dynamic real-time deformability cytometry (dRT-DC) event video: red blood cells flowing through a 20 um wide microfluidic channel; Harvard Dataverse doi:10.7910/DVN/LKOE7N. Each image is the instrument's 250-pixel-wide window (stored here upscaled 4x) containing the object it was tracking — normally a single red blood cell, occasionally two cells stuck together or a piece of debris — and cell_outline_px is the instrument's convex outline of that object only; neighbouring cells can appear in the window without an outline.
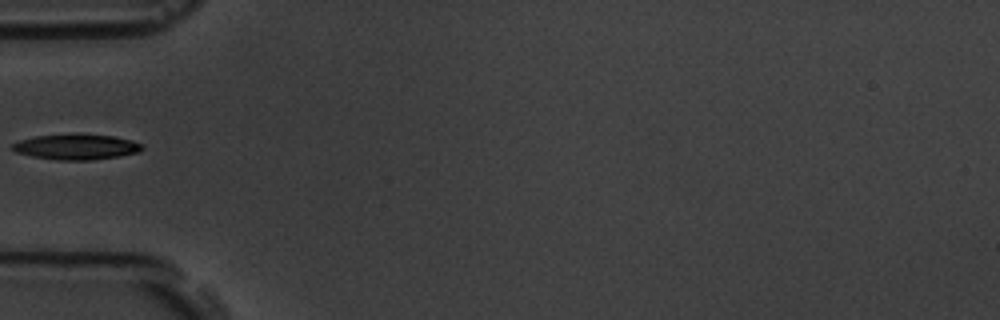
{"species": "common noctule bat (a hibernating species)", "species_latin": "Nyctalus noctula", "temperature_condition": "room temperature", "stored_images_in_passage": 5, "camera_frame_rate_fps": 3000, "um_per_image_px": 0.085, "animal": {"sex": "male", "body_mass_g": 19.5, "forearm_length_mm": 54.6}, "frame": {"image": 1, "passage_image": 4, "time_ms": 3.667, "image_size_px": [1000, 320], "cell_outline_px": [[144, 148], [140, 152], [120, 156], [92, 160], [56, 160], [32, 156], [16, 152], [12, 148], [12, 144], [20, 140], [36, 136], [72, 132], [112, 136], [132, 140], [140, 144]], "centroid_in_image_um": [6.49, 12.46], "position_along_channel_um": 78.5, "area_um2": 19.59}}
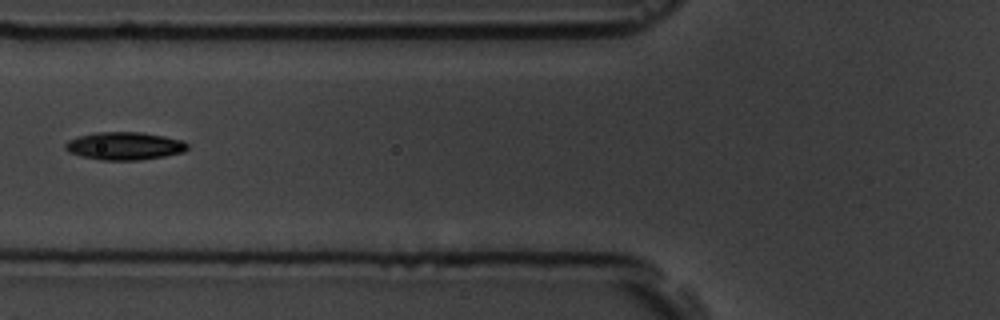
{"frame": {"image": 2, "passage_image": 5, "time_ms": 4.667, "image_size_px": [1000, 320], "cell_outline_px": [[188, 148], [184, 152], [164, 156], [136, 160], [100, 160], [68, 152], [64, 148], [64, 144], [68, 140], [80, 136], [96, 132], [140, 132], [164, 136], [184, 140], [188, 144]], "centroid_in_image_um": [10.6, 12.4], "position_along_channel_um": 115.2, "area_um2": 19.77}}